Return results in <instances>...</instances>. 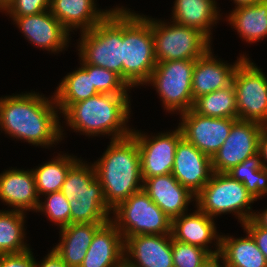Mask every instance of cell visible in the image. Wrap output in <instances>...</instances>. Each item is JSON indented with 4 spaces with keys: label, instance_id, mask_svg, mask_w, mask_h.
<instances>
[{
    "label": "cell",
    "instance_id": "cell-1",
    "mask_svg": "<svg viewBox=\"0 0 267 267\" xmlns=\"http://www.w3.org/2000/svg\"><path fill=\"white\" fill-rule=\"evenodd\" d=\"M59 112L54 95L48 98L31 90L1 97L0 130L36 147H53L64 139Z\"/></svg>",
    "mask_w": 267,
    "mask_h": 267
},
{
    "label": "cell",
    "instance_id": "cell-2",
    "mask_svg": "<svg viewBox=\"0 0 267 267\" xmlns=\"http://www.w3.org/2000/svg\"><path fill=\"white\" fill-rule=\"evenodd\" d=\"M129 94L99 93L71 104L63 113L67 127L86 136L108 135L111 140L132 134L127 125L131 117Z\"/></svg>",
    "mask_w": 267,
    "mask_h": 267
},
{
    "label": "cell",
    "instance_id": "cell-3",
    "mask_svg": "<svg viewBox=\"0 0 267 267\" xmlns=\"http://www.w3.org/2000/svg\"><path fill=\"white\" fill-rule=\"evenodd\" d=\"M93 163L105 202L113 210L133 193L143 189L139 147L130 135L111 140L106 151Z\"/></svg>",
    "mask_w": 267,
    "mask_h": 267
},
{
    "label": "cell",
    "instance_id": "cell-4",
    "mask_svg": "<svg viewBox=\"0 0 267 267\" xmlns=\"http://www.w3.org/2000/svg\"><path fill=\"white\" fill-rule=\"evenodd\" d=\"M123 7L122 78L133 88L145 85L154 70L151 17Z\"/></svg>",
    "mask_w": 267,
    "mask_h": 267
},
{
    "label": "cell",
    "instance_id": "cell-5",
    "mask_svg": "<svg viewBox=\"0 0 267 267\" xmlns=\"http://www.w3.org/2000/svg\"><path fill=\"white\" fill-rule=\"evenodd\" d=\"M80 35L77 42L80 64L103 67L122 77L123 6L115 7L96 26Z\"/></svg>",
    "mask_w": 267,
    "mask_h": 267
},
{
    "label": "cell",
    "instance_id": "cell-6",
    "mask_svg": "<svg viewBox=\"0 0 267 267\" xmlns=\"http://www.w3.org/2000/svg\"><path fill=\"white\" fill-rule=\"evenodd\" d=\"M254 201L242 182L227 173L213 172L210 181L196 195L195 207L212 218L233 213L243 225L253 218Z\"/></svg>",
    "mask_w": 267,
    "mask_h": 267
},
{
    "label": "cell",
    "instance_id": "cell-7",
    "mask_svg": "<svg viewBox=\"0 0 267 267\" xmlns=\"http://www.w3.org/2000/svg\"><path fill=\"white\" fill-rule=\"evenodd\" d=\"M111 221L123 239L135 235H171L172 220L141 189L112 210Z\"/></svg>",
    "mask_w": 267,
    "mask_h": 267
},
{
    "label": "cell",
    "instance_id": "cell-8",
    "mask_svg": "<svg viewBox=\"0 0 267 267\" xmlns=\"http://www.w3.org/2000/svg\"><path fill=\"white\" fill-rule=\"evenodd\" d=\"M196 59L157 62L145 85H152L169 113H183L193 107L192 76Z\"/></svg>",
    "mask_w": 267,
    "mask_h": 267
},
{
    "label": "cell",
    "instance_id": "cell-9",
    "mask_svg": "<svg viewBox=\"0 0 267 267\" xmlns=\"http://www.w3.org/2000/svg\"><path fill=\"white\" fill-rule=\"evenodd\" d=\"M151 28L157 62L198 59L212 47L199 30L171 20L166 23L151 17Z\"/></svg>",
    "mask_w": 267,
    "mask_h": 267
},
{
    "label": "cell",
    "instance_id": "cell-10",
    "mask_svg": "<svg viewBox=\"0 0 267 267\" xmlns=\"http://www.w3.org/2000/svg\"><path fill=\"white\" fill-rule=\"evenodd\" d=\"M239 120L267 126V76L249 57L236 68L233 76Z\"/></svg>",
    "mask_w": 267,
    "mask_h": 267
},
{
    "label": "cell",
    "instance_id": "cell-11",
    "mask_svg": "<svg viewBox=\"0 0 267 267\" xmlns=\"http://www.w3.org/2000/svg\"><path fill=\"white\" fill-rule=\"evenodd\" d=\"M131 135L139 147L142 178L172 173L176 146L183 137L179 126L155 136L133 129Z\"/></svg>",
    "mask_w": 267,
    "mask_h": 267
},
{
    "label": "cell",
    "instance_id": "cell-12",
    "mask_svg": "<svg viewBox=\"0 0 267 267\" xmlns=\"http://www.w3.org/2000/svg\"><path fill=\"white\" fill-rule=\"evenodd\" d=\"M263 125L237 120L224 144L211 158L213 172L226 173L232 167L258 153L260 132Z\"/></svg>",
    "mask_w": 267,
    "mask_h": 267
},
{
    "label": "cell",
    "instance_id": "cell-13",
    "mask_svg": "<svg viewBox=\"0 0 267 267\" xmlns=\"http://www.w3.org/2000/svg\"><path fill=\"white\" fill-rule=\"evenodd\" d=\"M183 137L205 155L212 158L224 144L238 118H213L197 114L192 109L179 114Z\"/></svg>",
    "mask_w": 267,
    "mask_h": 267
},
{
    "label": "cell",
    "instance_id": "cell-14",
    "mask_svg": "<svg viewBox=\"0 0 267 267\" xmlns=\"http://www.w3.org/2000/svg\"><path fill=\"white\" fill-rule=\"evenodd\" d=\"M24 34L25 39L35 47L50 53H59L67 48L71 35L53 16L50 10L30 16L10 17ZM66 47V48H65Z\"/></svg>",
    "mask_w": 267,
    "mask_h": 267
},
{
    "label": "cell",
    "instance_id": "cell-15",
    "mask_svg": "<svg viewBox=\"0 0 267 267\" xmlns=\"http://www.w3.org/2000/svg\"><path fill=\"white\" fill-rule=\"evenodd\" d=\"M213 174L211 158L182 137L176 146L172 175L195 196Z\"/></svg>",
    "mask_w": 267,
    "mask_h": 267
},
{
    "label": "cell",
    "instance_id": "cell-16",
    "mask_svg": "<svg viewBox=\"0 0 267 267\" xmlns=\"http://www.w3.org/2000/svg\"><path fill=\"white\" fill-rule=\"evenodd\" d=\"M124 262L132 267H173L171 235H135L124 240Z\"/></svg>",
    "mask_w": 267,
    "mask_h": 267
},
{
    "label": "cell",
    "instance_id": "cell-17",
    "mask_svg": "<svg viewBox=\"0 0 267 267\" xmlns=\"http://www.w3.org/2000/svg\"><path fill=\"white\" fill-rule=\"evenodd\" d=\"M214 220L197 208L192 214L184 213L172 219L171 236L179 242L201 247L211 255L218 254L220 253L221 235L217 232ZM212 243L215 245L213 248L216 247L215 250L208 246Z\"/></svg>",
    "mask_w": 267,
    "mask_h": 267
},
{
    "label": "cell",
    "instance_id": "cell-18",
    "mask_svg": "<svg viewBox=\"0 0 267 267\" xmlns=\"http://www.w3.org/2000/svg\"><path fill=\"white\" fill-rule=\"evenodd\" d=\"M210 48L202 57L195 60L192 76L193 99L225 88L232 84L233 76L238 65L247 58L246 54L240 55L232 64L222 61L213 55ZM220 59V60H219Z\"/></svg>",
    "mask_w": 267,
    "mask_h": 267
},
{
    "label": "cell",
    "instance_id": "cell-19",
    "mask_svg": "<svg viewBox=\"0 0 267 267\" xmlns=\"http://www.w3.org/2000/svg\"><path fill=\"white\" fill-rule=\"evenodd\" d=\"M143 190L150 199L172 220L188 211L196 196L181 185L172 173L143 178Z\"/></svg>",
    "mask_w": 267,
    "mask_h": 267
},
{
    "label": "cell",
    "instance_id": "cell-20",
    "mask_svg": "<svg viewBox=\"0 0 267 267\" xmlns=\"http://www.w3.org/2000/svg\"><path fill=\"white\" fill-rule=\"evenodd\" d=\"M39 199L32 169L11 167L0 173V200L11 210L36 212Z\"/></svg>",
    "mask_w": 267,
    "mask_h": 267
},
{
    "label": "cell",
    "instance_id": "cell-21",
    "mask_svg": "<svg viewBox=\"0 0 267 267\" xmlns=\"http://www.w3.org/2000/svg\"><path fill=\"white\" fill-rule=\"evenodd\" d=\"M124 262V239L110 220L94 234L79 267H121Z\"/></svg>",
    "mask_w": 267,
    "mask_h": 267
},
{
    "label": "cell",
    "instance_id": "cell-22",
    "mask_svg": "<svg viewBox=\"0 0 267 267\" xmlns=\"http://www.w3.org/2000/svg\"><path fill=\"white\" fill-rule=\"evenodd\" d=\"M95 0H51L50 11L70 33L88 31L102 21L114 8L98 9Z\"/></svg>",
    "mask_w": 267,
    "mask_h": 267
},
{
    "label": "cell",
    "instance_id": "cell-23",
    "mask_svg": "<svg viewBox=\"0 0 267 267\" xmlns=\"http://www.w3.org/2000/svg\"><path fill=\"white\" fill-rule=\"evenodd\" d=\"M218 8L215 0H175L171 22L195 28L212 41L211 30L222 16Z\"/></svg>",
    "mask_w": 267,
    "mask_h": 267
},
{
    "label": "cell",
    "instance_id": "cell-24",
    "mask_svg": "<svg viewBox=\"0 0 267 267\" xmlns=\"http://www.w3.org/2000/svg\"><path fill=\"white\" fill-rule=\"evenodd\" d=\"M103 224H69L59 229L60 240L53 249L69 267H79L95 232Z\"/></svg>",
    "mask_w": 267,
    "mask_h": 267
},
{
    "label": "cell",
    "instance_id": "cell-25",
    "mask_svg": "<svg viewBox=\"0 0 267 267\" xmlns=\"http://www.w3.org/2000/svg\"><path fill=\"white\" fill-rule=\"evenodd\" d=\"M228 15L229 25L245 42H259L267 37V0L234 8Z\"/></svg>",
    "mask_w": 267,
    "mask_h": 267
},
{
    "label": "cell",
    "instance_id": "cell-26",
    "mask_svg": "<svg viewBox=\"0 0 267 267\" xmlns=\"http://www.w3.org/2000/svg\"><path fill=\"white\" fill-rule=\"evenodd\" d=\"M245 232L247 235L239 238L221 235L220 254L226 267H267L265 256L257 247L254 238L244 229Z\"/></svg>",
    "mask_w": 267,
    "mask_h": 267
},
{
    "label": "cell",
    "instance_id": "cell-27",
    "mask_svg": "<svg viewBox=\"0 0 267 267\" xmlns=\"http://www.w3.org/2000/svg\"><path fill=\"white\" fill-rule=\"evenodd\" d=\"M69 201L70 224H105L111 220L112 210L105 202L103 193L64 195Z\"/></svg>",
    "mask_w": 267,
    "mask_h": 267
},
{
    "label": "cell",
    "instance_id": "cell-28",
    "mask_svg": "<svg viewBox=\"0 0 267 267\" xmlns=\"http://www.w3.org/2000/svg\"><path fill=\"white\" fill-rule=\"evenodd\" d=\"M53 94L55 103L62 114L71 104L86 100L99 92L92 84L91 75L79 67L63 77Z\"/></svg>",
    "mask_w": 267,
    "mask_h": 267
},
{
    "label": "cell",
    "instance_id": "cell-29",
    "mask_svg": "<svg viewBox=\"0 0 267 267\" xmlns=\"http://www.w3.org/2000/svg\"><path fill=\"white\" fill-rule=\"evenodd\" d=\"M73 155L58 153L51 161L43 162L42 165L33 168L36 191L39 198L46 194L59 192L66 179L69 169L79 160Z\"/></svg>",
    "mask_w": 267,
    "mask_h": 267
},
{
    "label": "cell",
    "instance_id": "cell-30",
    "mask_svg": "<svg viewBox=\"0 0 267 267\" xmlns=\"http://www.w3.org/2000/svg\"><path fill=\"white\" fill-rule=\"evenodd\" d=\"M26 217L22 211L0 210V254H18L30 249L25 241Z\"/></svg>",
    "mask_w": 267,
    "mask_h": 267
},
{
    "label": "cell",
    "instance_id": "cell-31",
    "mask_svg": "<svg viewBox=\"0 0 267 267\" xmlns=\"http://www.w3.org/2000/svg\"><path fill=\"white\" fill-rule=\"evenodd\" d=\"M192 110L197 114L213 118H238L233 83L196 98Z\"/></svg>",
    "mask_w": 267,
    "mask_h": 267
},
{
    "label": "cell",
    "instance_id": "cell-32",
    "mask_svg": "<svg viewBox=\"0 0 267 267\" xmlns=\"http://www.w3.org/2000/svg\"><path fill=\"white\" fill-rule=\"evenodd\" d=\"M226 173L234 180L242 182L256 201L267 195V168L263 166L259 153L232 167Z\"/></svg>",
    "mask_w": 267,
    "mask_h": 267
},
{
    "label": "cell",
    "instance_id": "cell-33",
    "mask_svg": "<svg viewBox=\"0 0 267 267\" xmlns=\"http://www.w3.org/2000/svg\"><path fill=\"white\" fill-rule=\"evenodd\" d=\"M79 159L68 171L62 185L63 195H77L80 193H103L100 181L96 177L92 164Z\"/></svg>",
    "mask_w": 267,
    "mask_h": 267
},
{
    "label": "cell",
    "instance_id": "cell-34",
    "mask_svg": "<svg viewBox=\"0 0 267 267\" xmlns=\"http://www.w3.org/2000/svg\"><path fill=\"white\" fill-rule=\"evenodd\" d=\"M91 75L92 84L99 93L105 94H129L131 87L114 71L91 64H80ZM129 89V90H128Z\"/></svg>",
    "mask_w": 267,
    "mask_h": 267
},
{
    "label": "cell",
    "instance_id": "cell-35",
    "mask_svg": "<svg viewBox=\"0 0 267 267\" xmlns=\"http://www.w3.org/2000/svg\"><path fill=\"white\" fill-rule=\"evenodd\" d=\"M44 202L42 199L39 201L37 212L44 214L54 225H58V228H63L70 224V212L71 207L69 201L65 198L61 191L46 194L44 196ZM46 199V200H45Z\"/></svg>",
    "mask_w": 267,
    "mask_h": 267
},
{
    "label": "cell",
    "instance_id": "cell-36",
    "mask_svg": "<svg viewBox=\"0 0 267 267\" xmlns=\"http://www.w3.org/2000/svg\"><path fill=\"white\" fill-rule=\"evenodd\" d=\"M210 255L201 247L172 238L173 267H200Z\"/></svg>",
    "mask_w": 267,
    "mask_h": 267
},
{
    "label": "cell",
    "instance_id": "cell-37",
    "mask_svg": "<svg viewBox=\"0 0 267 267\" xmlns=\"http://www.w3.org/2000/svg\"><path fill=\"white\" fill-rule=\"evenodd\" d=\"M51 0H11L0 12L10 17L30 16L50 10Z\"/></svg>",
    "mask_w": 267,
    "mask_h": 267
},
{
    "label": "cell",
    "instance_id": "cell-38",
    "mask_svg": "<svg viewBox=\"0 0 267 267\" xmlns=\"http://www.w3.org/2000/svg\"><path fill=\"white\" fill-rule=\"evenodd\" d=\"M32 249L18 254H0V267H35Z\"/></svg>",
    "mask_w": 267,
    "mask_h": 267
},
{
    "label": "cell",
    "instance_id": "cell-39",
    "mask_svg": "<svg viewBox=\"0 0 267 267\" xmlns=\"http://www.w3.org/2000/svg\"><path fill=\"white\" fill-rule=\"evenodd\" d=\"M242 227L252 235L267 261V229L260 227L253 219L246 221Z\"/></svg>",
    "mask_w": 267,
    "mask_h": 267
},
{
    "label": "cell",
    "instance_id": "cell-40",
    "mask_svg": "<svg viewBox=\"0 0 267 267\" xmlns=\"http://www.w3.org/2000/svg\"><path fill=\"white\" fill-rule=\"evenodd\" d=\"M35 267H69L52 248L50 252L39 262L35 260Z\"/></svg>",
    "mask_w": 267,
    "mask_h": 267
},
{
    "label": "cell",
    "instance_id": "cell-41",
    "mask_svg": "<svg viewBox=\"0 0 267 267\" xmlns=\"http://www.w3.org/2000/svg\"><path fill=\"white\" fill-rule=\"evenodd\" d=\"M258 153L262 159L263 166L267 168V126L260 132Z\"/></svg>",
    "mask_w": 267,
    "mask_h": 267
},
{
    "label": "cell",
    "instance_id": "cell-42",
    "mask_svg": "<svg viewBox=\"0 0 267 267\" xmlns=\"http://www.w3.org/2000/svg\"><path fill=\"white\" fill-rule=\"evenodd\" d=\"M220 261L223 266L220 264ZM200 267H226V264L223 256L218 253L210 255Z\"/></svg>",
    "mask_w": 267,
    "mask_h": 267
},
{
    "label": "cell",
    "instance_id": "cell-43",
    "mask_svg": "<svg viewBox=\"0 0 267 267\" xmlns=\"http://www.w3.org/2000/svg\"><path fill=\"white\" fill-rule=\"evenodd\" d=\"M260 227L267 229V208L262 212H254L252 218Z\"/></svg>",
    "mask_w": 267,
    "mask_h": 267
},
{
    "label": "cell",
    "instance_id": "cell-44",
    "mask_svg": "<svg viewBox=\"0 0 267 267\" xmlns=\"http://www.w3.org/2000/svg\"><path fill=\"white\" fill-rule=\"evenodd\" d=\"M232 1V0H231ZM235 4V8L240 6H248L253 5L257 2L263 1V0H233Z\"/></svg>",
    "mask_w": 267,
    "mask_h": 267
},
{
    "label": "cell",
    "instance_id": "cell-45",
    "mask_svg": "<svg viewBox=\"0 0 267 267\" xmlns=\"http://www.w3.org/2000/svg\"><path fill=\"white\" fill-rule=\"evenodd\" d=\"M11 0H0V11L10 2Z\"/></svg>",
    "mask_w": 267,
    "mask_h": 267
},
{
    "label": "cell",
    "instance_id": "cell-46",
    "mask_svg": "<svg viewBox=\"0 0 267 267\" xmlns=\"http://www.w3.org/2000/svg\"><path fill=\"white\" fill-rule=\"evenodd\" d=\"M121 267H132L130 265H128L127 263L123 262L122 266Z\"/></svg>",
    "mask_w": 267,
    "mask_h": 267
}]
</instances>
